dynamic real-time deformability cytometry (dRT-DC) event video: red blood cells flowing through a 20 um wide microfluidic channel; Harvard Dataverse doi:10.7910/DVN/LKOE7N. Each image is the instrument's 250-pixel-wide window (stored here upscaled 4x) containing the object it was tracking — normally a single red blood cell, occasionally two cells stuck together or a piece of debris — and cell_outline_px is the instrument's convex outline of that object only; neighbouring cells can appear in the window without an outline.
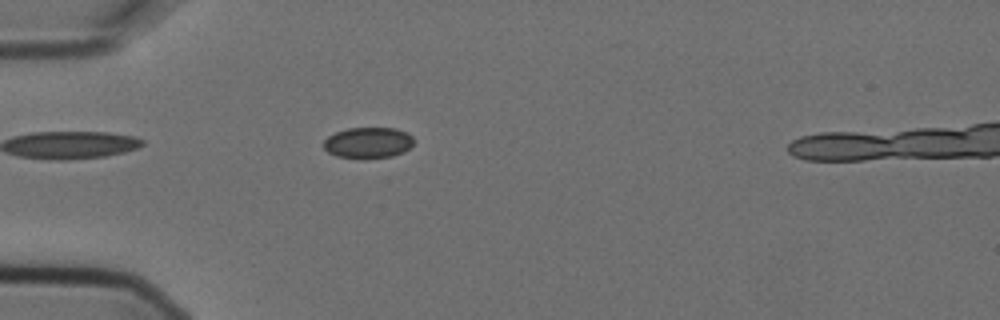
{"species": "Egyptian fruit bat (a non-hibernating species)", "species_latin": "Rousettus aegyptiacus", "temperature_condition": "cold", "stored_images_in_passage": 4, "camera_frame_rate_fps": 3000, "um_per_image_px": 0.085, "animal": {"sex": "female"}, "frame": {"image": 1, "passage_image": 3, "time_ms": 0.667, "image_size_px": [1000, 320], "cell_outline_px": [[412, 144], [404, 152], [392, 156], [364, 160], [336, 156], [328, 152], [324, 148], [324, 140], [328, 136], [336, 132], [348, 128], [396, 128], [412, 136]], "centroid_in_image_um": [31.26, 12.15], "position_along_channel_um": 53.7, "area_um2": 16.42}}